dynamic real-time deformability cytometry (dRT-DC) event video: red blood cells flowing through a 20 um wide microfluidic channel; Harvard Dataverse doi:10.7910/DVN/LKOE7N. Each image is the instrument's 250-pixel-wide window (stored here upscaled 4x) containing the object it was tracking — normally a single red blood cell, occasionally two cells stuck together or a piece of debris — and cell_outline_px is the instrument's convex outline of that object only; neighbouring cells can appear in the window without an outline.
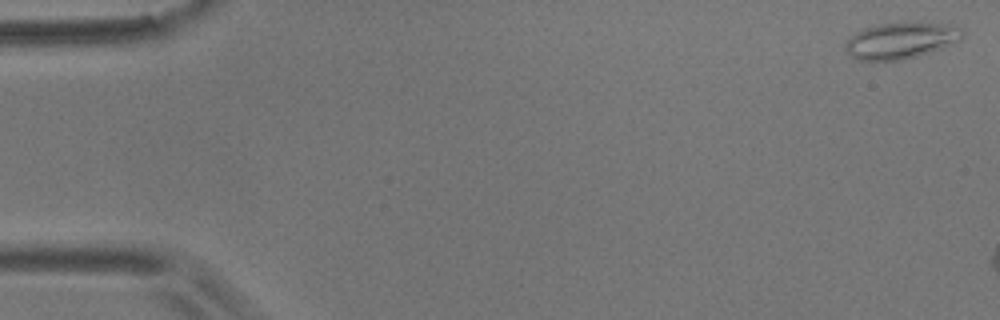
{"species": "common noctule bat (a hibernating species)", "species_latin": "Nyctalus noctula", "temperature_condition": "room temperature", "stored_images_in_passage": 7, "camera_frame_rate_fps": 3000, "um_per_image_px": 0.085, "animal": {"sex": "male", "body_mass_g": 17.9}, "frame": {"image": 1, "passage_image": 1, "time_ms": 0.0, "image_size_px": [1000, 320], "cell_outline_px": [[964, 36], [960, 40], [940, 48], [904, 60], [856, 60], [844, 48], [844, 44], [856, 32], [864, 28], [876, 24], [920, 20], [956, 24], [964, 28]], "centroid_in_image_um": [76.65, 3.38], "position_along_channel_um": 8.3, "area_um2": 25.49}}